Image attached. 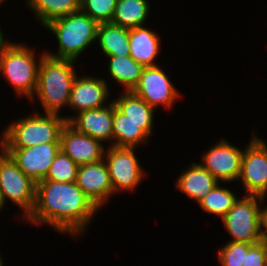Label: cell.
I'll return each mask as SVG.
<instances>
[{
    "label": "cell",
    "mask_w": 267,
    "mask_h": 266,
    "mask_svg": "<svg viewBox=\"0 0 267 266\" xmlns=\"http://www.w3.org/2000/svg\"><path fill=\"white\" fill-rule=\"evenodd\" d=\"M97 210L76 182L41 180L36 183L35 206L27 220L79 235Z\"/></svg>",
    "instance_id": "6da1fadb"
},
{
    "label": "cell",
    "mask_w": 267,
    "mask_h": 266,
    "mask_svg": "<svg viewBox=\"0 0 267 266\" xmlns=\"http://www.w3.org/2000/svg\"><path fill=\"white\" fill-rule=\"evenodd\" d=\"M38 83L35 95L45 109V114H57L69 105L71 86L76 78L74 60L54 58L46 53L40 57Z\"/></svg>",
    "instance_id": "7a4b0ae2"
},
{
    "label": "cell",
    "mask_w": 267,
    "mask_h": 266,
    "mask_svg": "<svg viewBox=\"0 0 267 266\" xmlns=\"http://www.w3.org/2000/svg\"><path fill=\"white\" fill-rule=\"evenodd\" d=\"M98 23L81 10L50 21L47 27L59 42L57 54L47 55L76 61L88 45L97 39Z\"/></svg>",
    "instance_id": "3957f363"
},
{
    "label": "cell",
    "mask_w": 267,
    "mask_h": 266,
    "mask_svg": "<svg viewBox=\"0 0 267 266\" xmlns=\"http://www.w3.org/2000/svg\"><path fill=\"white\" fill-rule=\"evenodd\" d=\"M67 123L65 117L46 113L30 115L9 125L1 142L6 149H20L43 143L60 142V133Z\"/></svg>",
    "instance_id": "277c9868"
},
{
    "label": "cell",
    "mask_w": 267,
    "mask_h": 266,
    "mask_svg": "<svg viewBox=\"0 0 267 266\" xmlns=\"http://www.w3.org/2000/svg\"><path fill=\"white\" fill-rule=\"evenodd\" d=\"M32 49L26 45L7 43L0 55V72L16 92L33 100L38 83L39 63ZM38 64V66H37Z\"/></svg>",
    "instance_id": "5b68a950"
},
{
    "label": "cell",
    "mask_w": 267,
    "mask_h": 266,
    "mask_svg": "<svg viewBox=\"0 0 267 266\" xmlns=\"http://www.w3.org/2000/svg\"><path fill=\"white\" fill-rule=\"evenodd\" d=\"M258 195H247L237 200L234 206L222 218V221L233 237L230 242L257 244L262 242L260 226V206L257 201L264 200Z\"/></svg>",
    "instance_id": "8992f818"
},
{
    "label": "cell",
    "mask_w": 267,
    "mask_h": 266,
    "mask_svg": "<svg viewBox=\"0 0 267 266\" xmlns=\"http://www.w3.org/2000/svg\"><path fill=\"white\" fill-rule=\"evenodd\" d=\"M7 197L24 210L25 219L33 212L36 183L18 168L8 154L0 161V198L4 204Z\"/></svg>",
    "instance_id": "52a82bcc"
},
{
    "label": "cell",
    "mask_w": 267,
    "mask_h": 266,
    "mask_svg": "<svg viewBox=\"0 0 267 266\" xmlns=\"http://www.w3.org/2000/svg\"><path fill=\"white\" fill-rule=\"evenodd\" d=\"M248 195L265 197L267 193V145L255 136L244 149L239 178Z\"/></svg>",
    "instance_id": "ba28073f"
},
{
    "label": "cell",
    "mask_w": 267,
    "mask_h": 266,
    "mask_svg": "<svg viewBox=\"0 0 267 266\" xmlns=\"http://www.w3.org/2000/svg\"><path fill=\"white\" fill-rule=\"evenodd\" d=\"M134 147L110 146L104 152L110 181L114 190H133L141 182L143 170L134 154ZM107 160V162H106Z\"/></svg>",
    "instance_id": "9c48e42d"
},
{
    "label": "cell",
    "mask_w": 267,
    "mask_h": 266,
    "mask_svg": "<svg viewBox=\"0 0 267 266\" xmlns=\"http://www.w3.org/2000/svg\"><path fill=\"white\" fill-rule=\"evenodd\" d=\"M6 151L18 168L37 183L46 177L52 162L60 152V142L6 149Z\"/></svg>",
    "instance_id": "30bf717a"
},
{
    "label": "cell",
    "mask_w": 267,
    "mask_h": 266,
    "mask_svg": "<svg viewBox=\"0 0 267 266\" xmlns=\"http://www.w3.org/2000/svg\"><path fill=\"white\" fill-rule=\"evenodd\" d=\"M132 92L154 109L160 104L169 108L179 97L174 85L157 65L144 68Z\"/></svg>",
    "instance_id": "8fae6325"
},
{
    "label": "cell",
    "mask_w": 267,
    "mask_h": 266,
    "mask_svg": "<svg viewBox=\"0 0 267 266\" xmlns=\"http://www.w3.org/2000/svg\"><path fill=\"white\" fill-rule=\"evenodd\" d=\"M220 141L204 154L202 159L204 164L201 165L217 181L231 182L239 178L244 152L224 139Z\"/></svg>",
    "instance_id": "7c38bea8"
},
{
    "label": "cell",
    "mask_w": 267,
    "mask_h": 266,
    "mask_svg": "<svg viewBox=\"0 0 267 266\" xmlns=\"http://www.w3.org/2000/svg\"><path fill=\"white\" fill-rule=\"evenodd\" d=\"M101 141L78 132L66 123L60 133V150L78 166L102 161L104 147Z\"/></svg>",
    "instance_id": "4fadbf2b"
},
{
    "label": "cell",
    "mask_w": 267,
    "mask_h": 266,
    "mask_svg": "<svg viewBox=\"0 0 267 266\" xmlns=\"http://www.w3.org/2000/svg\"><path fill=\"white\" fill-rule=\"evenodd\" d=\"M78 187L99 209L114 194L105 160L80 165L77 170Z\"/></svg>",
    "instance_id": "5bb4252c"
},
{
    "label": "cell",
    "mask_w": 267,
    "mask_h": 266,
    "mask_svg": "<svg viewBox=\"0 0 267 266\" xmlns=\"http://www.w3.org/2000/svg\"><path fill=\"white\" fill-rule=\"evenodd\" d=\"M114 103L109 107L90 109L78 113V117H66L67 123L75 130L99 141L113 139Z\"/></svg>",
    "instance_id": "9a60e30c"
},
{
    "label": "cell",
    "mask_w": 267,
    "mask_h": 266,
    "mask_svg": "<svg viewBox=\"0 0 267 266\" xmlns=\"http://www.w3.org/2000/svg\"><path fill=\"white\" fill-rule=\"evenodd\" d=\"M108 86L104 79L94 77H80L73 80L70 93L69 105L77 109V113L90 109L104 107L107 99Z\"/></svg>",
    "instance_id": "2e32d148"
},
{
    "label": "cell",
    "mask_w": 267,
    "mask_h": 266,
    "mask_svg": "<svg viewBox=\"0 0 267 266\" xmlns=\"http://www.w3.org/2000/svg\"><path fill=\"white\" fill-rule=\"evenodd\" d=\"M153 123H135L121 113L114 104L113 139L117 147H134L147 140Z\"/></svg>",
    "instance_id": "e0dca14e"
},
{
    "label": "cell",
    "mask_w": 267,
    "mask_h": 266,
    "mask_svg": "<svg viewBox=\"0 0 267 266\" xmlns=\"http://www.w3.org/2000/svg\"><path fill=\"white\" fill-rule=\"evenodd\" d=\"M160 38L152 30L144 26L129 29L130 57L146 66H155L153 63L160 50Z\"/></svg>",
    "instance_id": "ac0fdd59"
},
{
    "label": "cell",
    "mask_w": 267,
    "mask_h": 266,
    "mask_svg": "<svg viewBox=\"0 0 267 266\" xmlns=\"http://www.w3.org/2000/svg\"><path fill=\"white\" fill-rule=\"evenodd\" d=\"M218 183L201 164L193 163L177 179L176 188L197 202L205 197Z\"/></svg>",
    "instance_id": "d6986e66"
},
{
    "label": "cell",
    "mask_w": 267,
    "mask_h": 266,
    "mask_svg": "<svg viewBox=\"0 0 267 266\" xmlns=\"http://www.w3.org/2000/svg\"><path fill=\"white\" fill-rule=\"evenodd\" d=\"M97 39L106 56H130L129 29L101 23L98 25Z\"/></svg>",
    "instance_id": "ffe728a7"
},
{
    "label": "cell",
    "mask_w": 267,
    "mask_h": 266,
    "mask_svg": "<svg viewBox=\"0 0 267 266\" xmlns=\"http://www.w3.org/2000/svg\"><path fill=\"white\" fill-rule=\"evenodd\" d=\"M149 6L147 0H118L110 23L126 29L143 26Z\"/></svg>",
    "instance_id": "44dd1931"
},
{
    "label": "cell",
    "mask_w": 267,
    "mask_h": 266,
    "mask_svg": "<svg viewBox=\"0 0 267 266\" xmlns=\"http://www.w3.org/2000/svg\"><path fill=\"white\" fill-rule=\"evenodd\" d=\"M109 60V73L112 79L125 85V91H132L138 84L140 76L145 68L130 56H107Z\"/></svg>",
    "instance_id": "7402d4cb"
},
{
    "label": "cell",
    "mask_w": 267,
    "mask_h": 266,
    "mask_svg": "<svg viewBox=\"0 0 267 266\" xmlns=\"http://www.w3.org/2000/svg\"><path fill=\"white\" fill-rule=\"evenodd\" d=\"M81 0H28L42 25L80 10Z\"/></svg>",
    "instance_id": "603a6c76"
},
{
    "label": "cell",
    "mask_w": 267,
    "mask_h": 266,
    "mask_svg": "<svg viewBox=\"0 0 267 266\" xmlns=\"http://www.w3.org/2000/svg\"><path fill=\"white\" fill-rule=\"evenodd\" d=\"M113 103L131 121L135 123H153L154 108L132 91H125Z\"/></svg>",
    "instance_id": "cb8c5ba5"
},
{
    "label": "cell",
    "mask_w": 267,
    "mask_h": 266,
    "mask_svg": "<svg viewBox=\"0 0 267 266\" xmlns=\"http://www.w3.org/2000/svg\"><path fill=\"white\" fill-rule=\"evenodd\" d=\"M237 200L230 190L218 186L217 183L198 203L203 210L223 218Z\"/></svg>",
    "instance_id": "d4e9b609"
},
{
    "label": "cell",
    "mask_w": 267,
    "mask_h": 266,
    "mask_svg": "<svg viewBox=\"0 0 267 266\" xmlns=\"http://www.w3.org/2000/svg\"><path fill=\"white\" fill-rule=\"evenodd\" d=\"M78 167L68 155L60 150L43 180L68 183L76 182Z\"/></svg>",
    "instance_id": "484cf974"
},
{
    "label": "cell",
    "mask_w": 267,
    "mask_h": 266,
    "mask_svg": "<svg viewBox=\"0 0 267 266\" xmlns=\"http://www.w3.org/2000/svg\"><path fill=\"white\" fill-rule=\"evenodd\" d=\"M118 0H81L80 10L98 24L110 23Z\"/></svg>",
    "instance_id": "4316f807"
},
{
    "label": "cell",
    "mask_w": 267,
    "mask_h": 266,
    "mask_svg": "<svg viewBox=\"0 0 267 266\" xmlns=\"http://www.w3.org/2000/svg\"><path fill=\"white\" fill-rule=\"evenodd\" d=\"M254 244L246 242H228L218 252V258L222 266H242L245 254Z\"/></svg>",
    "instance_id": "83f0119b"
},
{
    "label": "cell",
    "mask_w": 267,
    "mask_h": 266,
    "mask_svg": "<svg viewBox=\"0 0 267 266\" xmlns=\"http://www.w3.org/2000/svg\"><path fill=\"white\" fill-rule=\"evenodd\" d=\"M242 266H267V243L254 244L245 254Z\"/></svg>",
    "instance_id": "f1b7e54d"
},
{
    "label": "cell",
    "mask_w": 267,
    "mask_h": 266,
    "mask_svg": "<svg viewBox=\"0 0 267 266\" xmlns=\"http://www.w3.org/2000/svg\"><path fill=\"white\" fill-rule=\"evenodd\" d=\"M260 226L262 242L267 243V207L260 210ZM262 227L265 228V230Z\"/></svg>",
    "instance_id": "f546056e"
},
{
    "label": "cell",
    "mask_w": 267,
    "mask_h": 266,
    "mask_svg": "<svg viewBox=\"0 0 267 266\" xmlns=\"http://www.w3.org/2000/svg\"><path fill=\"white\" fill-rule=\"evenodd\" d=\"M4 41V38H3V34H2V31L0 30V55L2 53V50L4 49V47L7 45V42Z\"/></svg>",
    "instance_id": "4dcf8cb0"
},
{
    "label": "cell",
    "mask_w": 267,
    "mask_h": 266,
    "mask_svg": "<svg viewBox=\"0 0 267 266\" xmlns=\"http://www.w3.org/2000/svg\"><path fill=\"white\" fill-rule=\"evenodd\" d=\"M1 144V153L2 154H0V161L7 155V151H6V148H5V146H4V144L2 143V142H0Z\"/></svg>",
    "instance_id": "1f68e13d"
},
{
    "label": "cell",
    "mask_w": 267,
    "mask_h": 266,
    "mask_svg": "<svg viewBox=\"0 0 267 266\" xmlns=\"http://www.w3.org/2000/svg\"><path fill=\"white\" fill-rule=\"evenodd\" d=\"M3 205H4V203H3L2 199L0 198V210L2 209Z\"/></svg>",
    "instance_id": "d6a6232c"
},
{
    "label": "cell",
    "mask_w": 267,
    "mask_h": 266,
    "mask_svg": "<svg viewBox=\"0 0 267 266\" xmlns=\"http://www.w3.org/2000/svg\"><path fill=\"white\" fill-rule=\"evenodd\" d=\"M0 266H3L2 260H1V256H0Z\"/></svg>",
    "instance_id": "836d02e7"
}]
</instances>
